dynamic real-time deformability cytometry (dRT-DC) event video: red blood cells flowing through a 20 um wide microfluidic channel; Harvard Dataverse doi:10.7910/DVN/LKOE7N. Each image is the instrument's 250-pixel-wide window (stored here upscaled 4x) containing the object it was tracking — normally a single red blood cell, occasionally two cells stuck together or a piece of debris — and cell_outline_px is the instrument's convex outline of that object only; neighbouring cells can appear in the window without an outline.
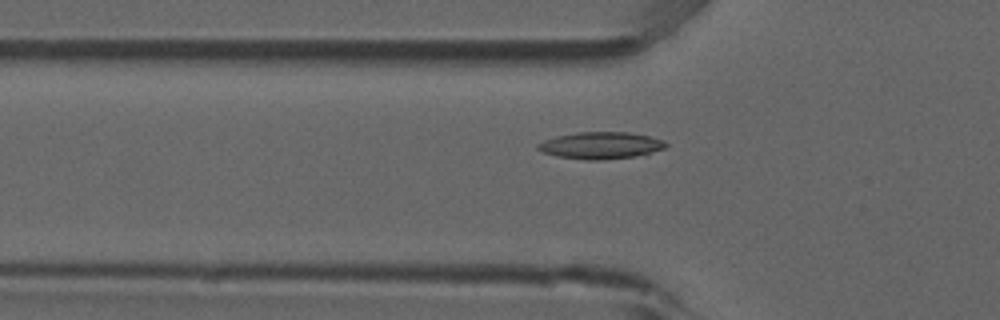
{"species": "common noctule bat (a hibernating species)", "species_latin": "Nyctalus noctula", "temperature_condition": "room temperature", "stored_images_in_passage": 54, "camera_frame_rate_fps": 3000, "um_per_image_px": 0.085, "animal": {"sex": "male", "forearm_length_mm": 52.5}, "frame": {"image": 1, "passage_image": 18, "time_ms": 5.667, "image_size_px": [1000, 320], "cell_outline_px": [[668, 144], [664, 148], [644, 156], [600, 160], [588, 160], [556, 156], [544, 152], [536, 148], [536, 144], [544, 140], [556, 136], [580, 132], [628, 132], [648, 136], [664, 140]], "centroid_in_image_um": [51.1, 12.37], "position_along_channel_um": 74.7, "area_um2": 20.23}}
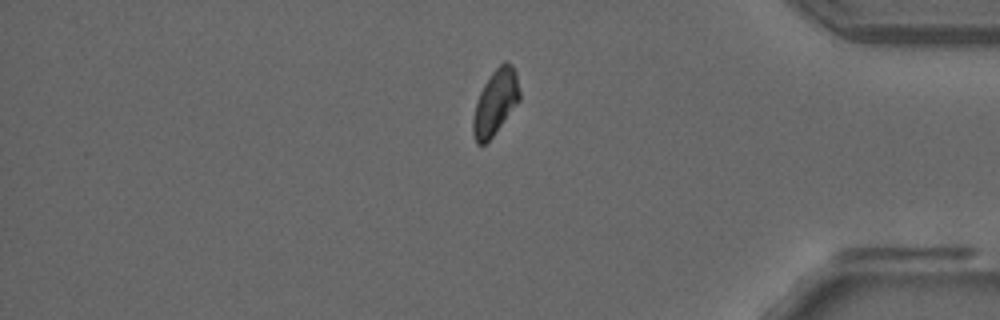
{"frame": {"image": 2, "passage_image": 45, "time_ms": 14.667, "image_size_px": [1000, 320], "cell_outline_px": [[520, 100], [492, 136], [484, 144], [476, 144], [472, 132], [472, 120], [476, 100], [484, 84], [492, 72], [504, 60], [508, 60], [512, 64], [516, 72], [520, 92]], "centroid_in_image_um": [42.1, 8.66], "position_along_channel_um": 393.1, "area_um2": 17.69}}
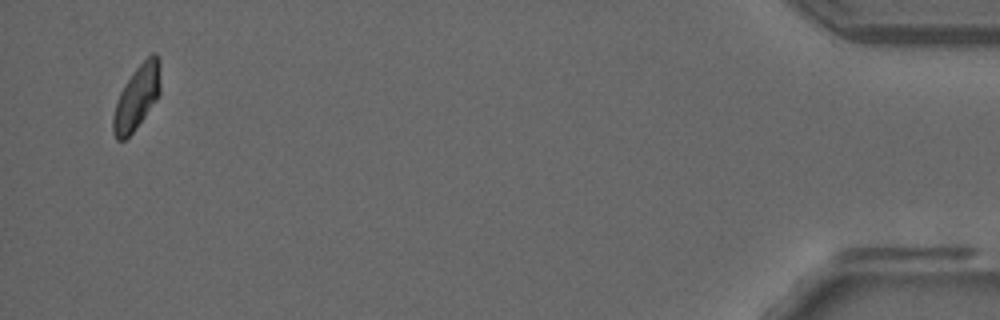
{"frame": {"image": 3, "passage_image": 52, "time_ms": 17.0, "image_size_px": [1000, 320], "cell_outline_px": [[160, 92], [156, 100], [132, 132], [124, 140], [116, 140], [112, 132], [112, 116], [116, 100], [120, 92], [136, 68], [152, 52], [156, 52], [160, 60]], "centroid_in_image_um": [11.62, 8.26], "position_along_channel_um": 423.6, "area_um2": 17.57}, "authors_computed_cell_mechanics": {"area_um2": 18.3226, "velocity_mm_per_s": 3.8378, "shape_relaxation_time_tau1_ms": 10.5112, "shape_relaxation_time_tau2_ms": null, "deformation_change_tau1": 0.1879, "deformation_change_tau2": null}}